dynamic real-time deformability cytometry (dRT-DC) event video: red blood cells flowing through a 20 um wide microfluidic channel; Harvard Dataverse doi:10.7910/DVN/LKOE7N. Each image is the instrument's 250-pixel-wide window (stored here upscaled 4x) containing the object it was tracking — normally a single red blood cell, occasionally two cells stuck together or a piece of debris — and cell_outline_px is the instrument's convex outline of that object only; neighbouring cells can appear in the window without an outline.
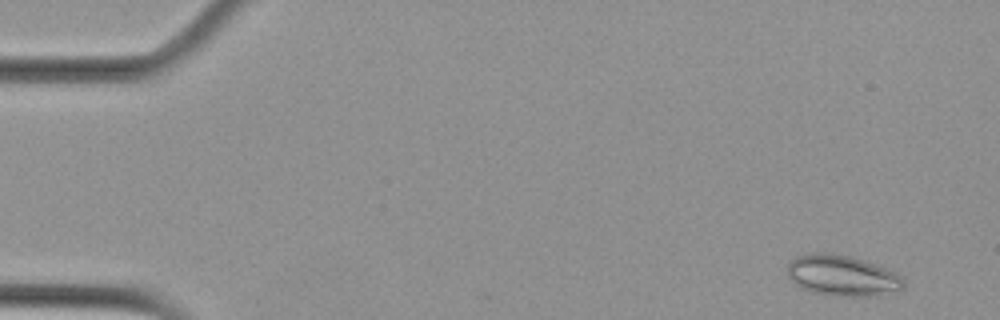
{"species": "Egyptian fruit bat (a non-hibernating species)", "species_latin": "Rousettus aegyptiacus", "temperature_condition": "cold", "stored_images_in_passage": 57, "camera_frame_rate_fps": 3000, "um_per_image_px": 0.085, "animal": {"sex": "female"}, "frame": {"image": 1, "passage_image": 4, "time_ms": 1.0, "image_size_px": [1000, 320], "cell_outline_px": [[904, 288], [872, 296], [832, 296], [812, 292], [800, 288], [788, 276], [788, 264], [796, 256], [816, 252], [824, 252], [848, 256], [864, 260], [896, 272], [904, 276]], "centroid_in_image_um": [71.59, 23.43], "position_along_channel_um": 13.4, "area_um2": 27.63}}
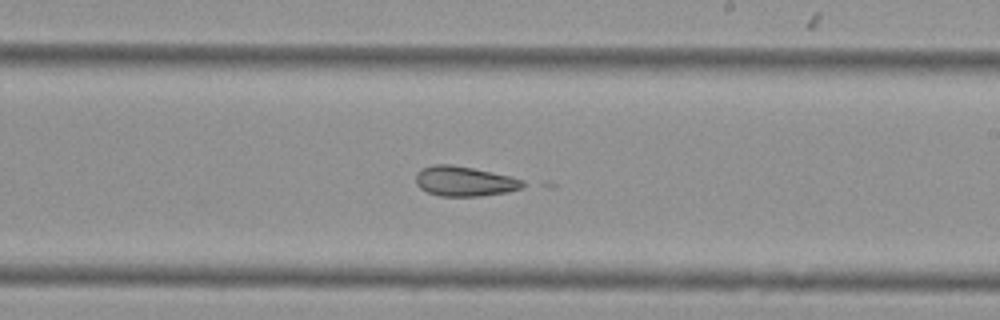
{"frame": {"image": 2, "passage_image": 34, "time_ms": 11.0, "image_size_px": [1000, 320], "cell_outline_px": [[532, 184], [524, 188], [508, 192], [480, 196], [440, 196], [428, 192], [420, 188], [416, 184], [416, 172], [420, 168], [432, 164], [452, 164], [512, 176], [524, 180]], "centroid_in_image_um": [39.54, 15.4], "position_along_channel_um": 249.5, "area_um2": 19.13}}
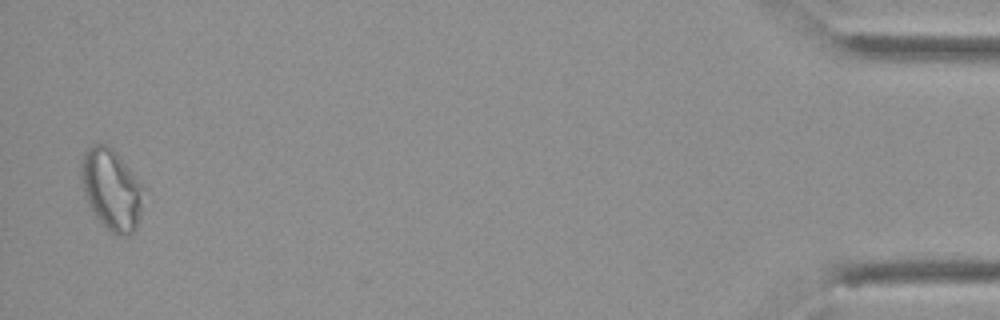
{"frame": {"image": 3, "passage_image": 56, "time_ms": 18.333, "image_size_px": [1000, 320], "cell_outline_px": [[148, 192], [136, 228], [128, 236], [116, 236], [96, 216], [88, 204], [84, 192], [80, 176], [80, 172], [84, 152], [88, 148], [96, 144], [108, 144], [120, 156]], "centroid_in_image_um": [9.53, 16.11], "position_along_channel_um": 425.7, "area_um2": 29.77}, "authors_computed_cell_mechanics": {"area_um2": 23.12, "velocity_mm_per_s": 3.5962, "shape_relaxation_time_tau1_ms": null, "shape_relaxation_time_tau2_ms": 7.0553, "deformation_change_tau1": null, "deformation_change_tau2": 0.1212}}